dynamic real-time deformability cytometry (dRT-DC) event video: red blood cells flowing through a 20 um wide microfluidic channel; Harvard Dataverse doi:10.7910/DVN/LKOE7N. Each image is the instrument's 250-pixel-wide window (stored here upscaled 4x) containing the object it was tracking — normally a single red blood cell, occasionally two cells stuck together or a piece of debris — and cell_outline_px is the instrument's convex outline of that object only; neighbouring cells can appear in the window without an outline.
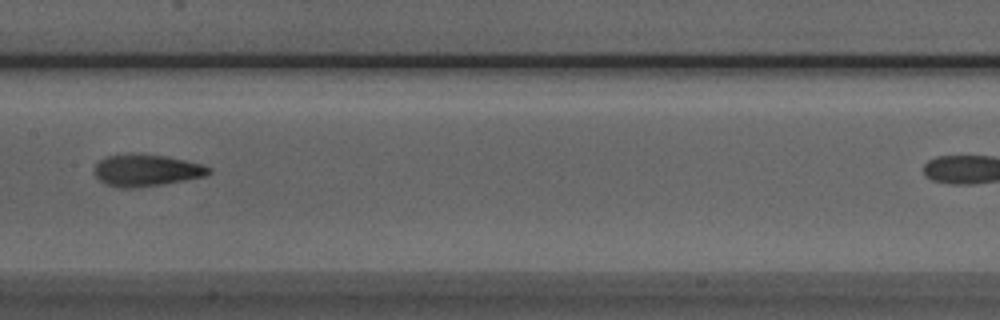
{"species": "Egyptian fruit bat (a non-hibernating species)", "species_latin": "Rousettus aegyptiacus", "temperature_condition": "room temperature", "stored_images_in_passage": 7, "segment_of_instrument_passage": [1, 2], "camera_frame_rate_fps": 3000, "um_per_image_px": 0.085, "animal": {"sex": "male"}, "frame": {"image": 1, "passage_image": 6, "time_ms": 5.667, "image_size_px": [1000, 320], "cell_outline_px": [[212, 172], [204, 176], [164, 184], [132, 188], [120, 188], [104, 184], [92, 172], [96, 164], [100, 160], [108, 156], [168, 156], [200, 164], [212, 168]], "centroid_in_image_um": [12.44, 14.52], "position_along_channel_um": 195.0, "area_um2": 20.63}}